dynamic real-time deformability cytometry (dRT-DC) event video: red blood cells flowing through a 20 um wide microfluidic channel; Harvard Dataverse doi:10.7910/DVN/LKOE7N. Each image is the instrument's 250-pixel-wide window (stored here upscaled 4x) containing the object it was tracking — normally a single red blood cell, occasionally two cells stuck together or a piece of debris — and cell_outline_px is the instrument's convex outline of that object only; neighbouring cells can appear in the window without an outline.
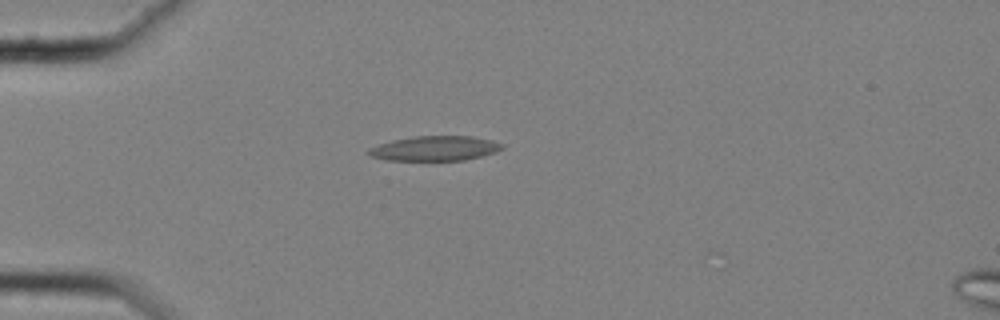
{"species": "common noctule bat (a hibernating species)", "species_latin": "Nyctalus noctula", "temperature_condition": "cold", "stored_images_in_passage": 46, "camera_frame_rate_fps": 3000, "um_per_image_px": 0.085, "animal": {"sex": "female", "body_mass_g": 25.1}, "frame": {"image": 1, "passage_image": 10, "time_ms": 3.0, "image_size_px": [1000, 320], "cell_outline_px": [[504, 148], [496, 152], [464, 160], [388, 160], [372, 156], [364, 152], [368, 148], [392, 140], [416, 136], [472, 136], [492, 140], [504, 144]], "centroid_in_image_um": [36.97, 12.61], "position_along_channel_um": 48.0, "area_um2": 19.25}}
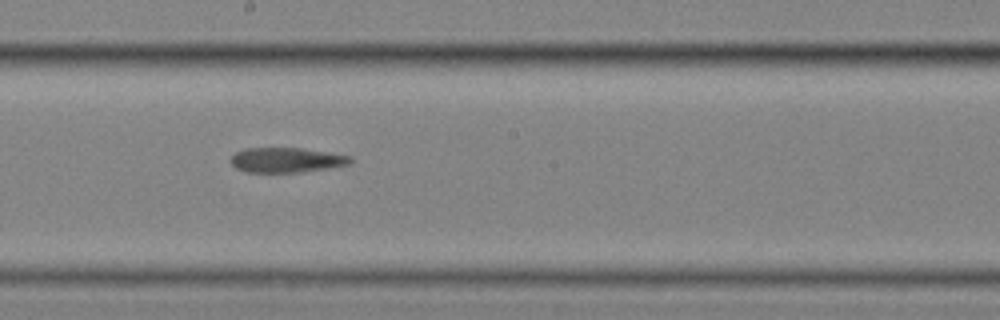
{"frame": {"image": 2, "passage_image": 27, "time_ms": 8.667, "image_size_px": [1000, 320], "cell_outline_px": [[352, 160], [348, 164], [328, 168], [300, 172], [244, 172], [236, 168], [228, 160], [236, 152], [244, 148], [300, 148], [328, 152], [352, 156]], "centroid_in_image_um": [24.3, 13.6], "position_along_channel_um": 223.9, "area_um2": 17.34}}
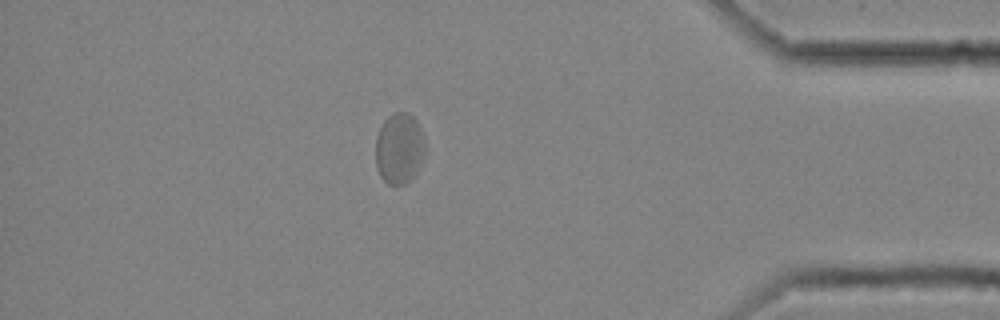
{"frame": {"image": 3, "passage_image": 45, "time_ms": 14.667, "image_size_px": [1000, 320], "cell_outline_px": [[424, 152], [412, 176], [404, 184], [388, 184], [380, 176], [376, 168], [376, 136], [384, 120], [392, 112], [408, 112], [420, 124], [424, 140]], "centroid_in_image_um": [33.9, 12.56], "position_along_channel_um": 401.3, "area_um2": 20.17}}